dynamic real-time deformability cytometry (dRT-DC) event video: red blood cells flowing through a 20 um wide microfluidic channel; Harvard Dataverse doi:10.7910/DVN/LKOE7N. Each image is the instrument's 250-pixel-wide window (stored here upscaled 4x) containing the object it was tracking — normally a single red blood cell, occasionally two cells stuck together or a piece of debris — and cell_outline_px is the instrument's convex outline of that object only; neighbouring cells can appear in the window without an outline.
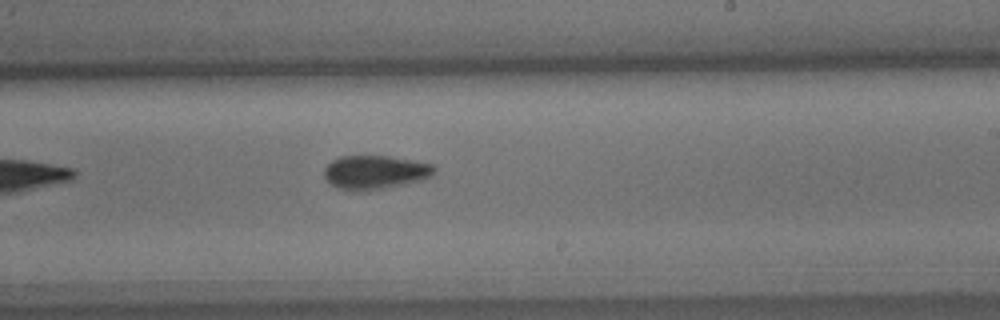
{"species": "common noctule bat (a hibernating species)", "species_latin": "Nyctalus noctula", "temperature_condition": "cold", "stored_images_in_passage": 7, "camera_frame_rate_fps": 3000, "um_per_image_px": 0.085, "animal": {"sex": "male", "body_mass_g": 15.6}, "frame": {"image": 1, "passage_image": 7, "time_ms": 7.0, "image_size_px": [1000, 320], "cell_outline_px": [[436, 172], [432, 176], [424, 180], [404, 184], [356, 192], [336, 188], [324, 176], [324, 168], [332, 160], [340, 156], [388, 156], [436, 164]], "centroid_in_image_um": [31.91, 14.64], "position_along_channel_um": 257.1, "area_um2": 21.85}}